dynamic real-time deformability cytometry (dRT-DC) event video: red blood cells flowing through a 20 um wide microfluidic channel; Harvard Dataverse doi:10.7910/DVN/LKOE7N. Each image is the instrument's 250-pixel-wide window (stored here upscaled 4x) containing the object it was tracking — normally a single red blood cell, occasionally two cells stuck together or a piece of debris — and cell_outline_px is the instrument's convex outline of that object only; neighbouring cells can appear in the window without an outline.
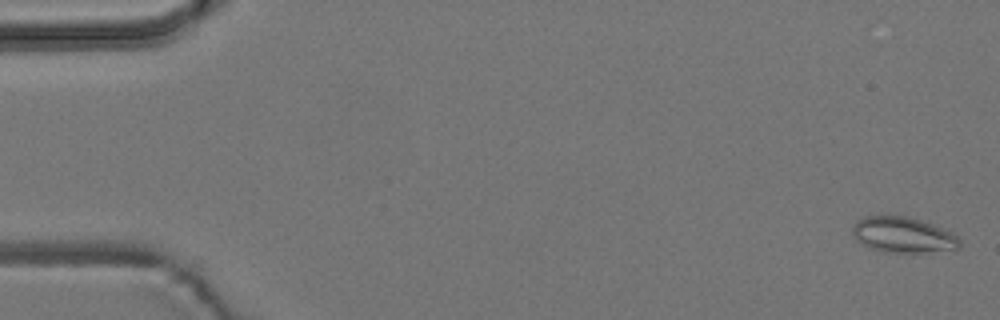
{"species": "common noctule bat (a hibernating species)", "species_latin": "Nyctalus noctula", "temperature_condition": "room temperature", "stored_images_in_passage": 10, "camera_frame_rate_fps": 3000, "um_per_image_px": 0.085, "animal": {"sex": "male", "body_mass_g": 19.2, "forearm_length_mm": 51.8}, "frame": {"image": 1, "passage_image": 1, "time_ms": 0.0, "image_size_px": [1000, 320], "cell_outline_px": [[960, 248], [920, 252], [884, 252], [868, 248], [860, 244], [856, 240], [852, 232], [852, 224], [856, 220], [864, 216], [908, 216], [944, 228], [952, 232], [960, 240]], "centroid_in_image_um": [76.7, 19.96], "position_along_channel_um": 8.3, "area_um2": 22.37}}
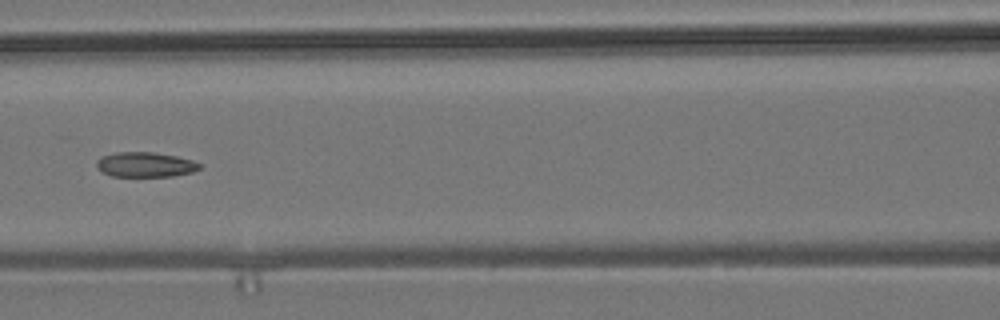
{"frame": {"image": 2, "passage_image": 6, "time_ms": 7.667, "image_size_px": [1000, 320], "cell_outline_px": [[200, 168], [192, 172], [172, 176], [112, 176], [100, 172], [96, 168], [96, 160], [100, 156], [116, 152], [152, 152], [176, 156], [192, 160], [200, 164]], "centroid_in_image_um": [12.28, 13.99], "position_along_channel_um": 154.3, "area_um2": 15.03}}
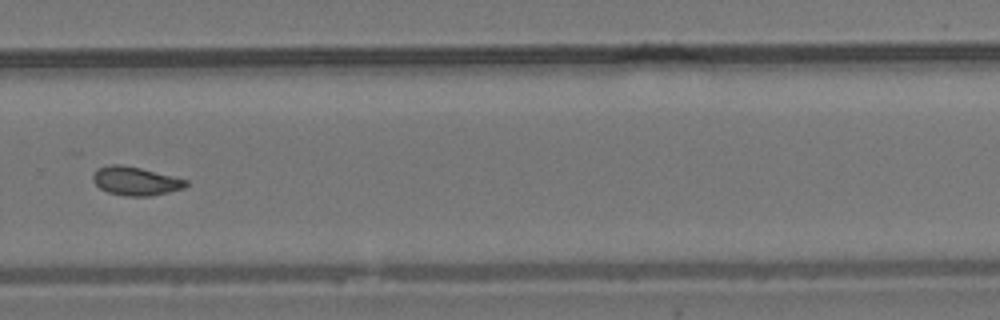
{"frame": {"image": 3, "passage_image": 10, "time_ms": 12.0, "image_size_px": [1000, 320], "cell_outline_px": [[188, 184], [184, 188], [152, 196], [128, 196], [108, 192], [100, 188], [92, 180], [92, 176], [96, 168], [112, 164], [120, 164], [140, 168], [188, 180]], "centroid_in_image_um": [11.51, 15.38], "position_along_channel_um": 318.3, "area_um2": 15.43}}